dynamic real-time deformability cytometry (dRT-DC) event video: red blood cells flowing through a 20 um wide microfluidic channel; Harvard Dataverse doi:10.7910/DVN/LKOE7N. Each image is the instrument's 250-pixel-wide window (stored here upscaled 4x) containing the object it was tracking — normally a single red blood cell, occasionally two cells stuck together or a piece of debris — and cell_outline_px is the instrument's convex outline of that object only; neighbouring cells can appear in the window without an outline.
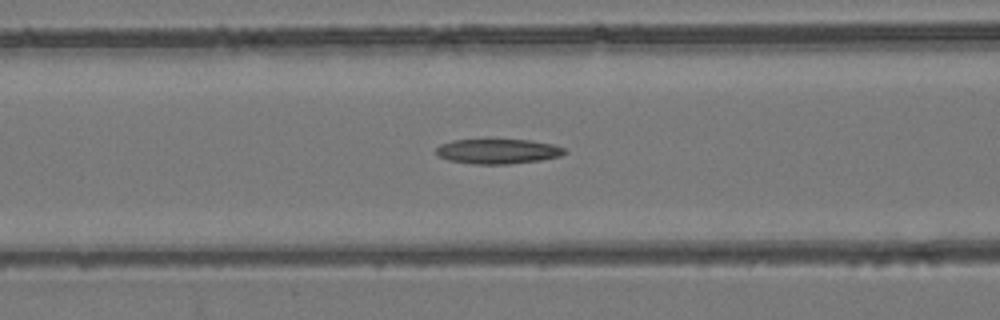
{"species": "common noctule bat (a hibernating species)", "species_latin": "Nyctalus noctula", "temperature_condition": "room temperature", "stored_images_in_passage": 45, "camera_frame_rate_fps": 3000, "um_per_image_px": 0.085, "animal": {"sex": "female", "body_mass_g": 24.6, "forearm_length_mm": 56.2}, "frame": {"image": 1, "passage_image": 20, "time_ms": 6.333, "image_size_px": [1000, 320], "cell_outline_px": [[568, 152], [560, 156], [540, 160], [508, 164], [472, 164], [448, 160], [440, 156], [436, 152], [436, 148], [440, 144], [452, 140], [532, 140], [552, 144], [564, 148]], "centroid_in_image_um": [42.32, 12.86], "position_along_channel_um": 124.3, "area_um2": 18.55}}
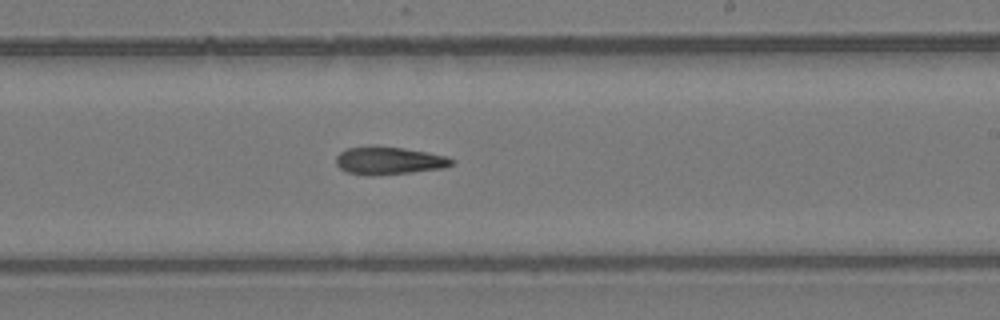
{"frame": {"image": 2, "passage_image": 30, "time_ms": 9.667, "image_size_px": [1000, 320], "cell_outline_px": [[456, 160], [452, 164], [444, 168], [408, 172], [348, 172], [340, 168], [336, 164], [336, 156], [340, 152], [348, 148], [368, 144], [372, 144], [404, 148], [428, 152], [448, 156]], "centroid_in_image_um": [33.1, 13.57], "position_along_channel_um": 255.9, "area_um2": 18.15}}
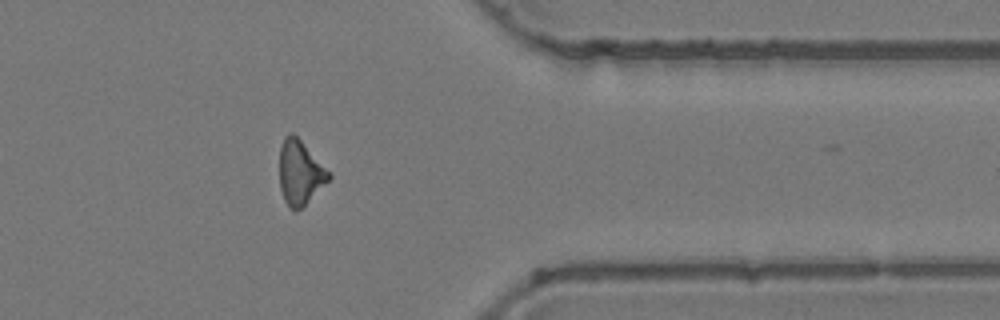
{"frame": {"image": 3, "passage_image": 41, "time_ms": 13.333, "image_size_px": [1000, 320], "cell_outline_px": [[332, 176], [296, 212], [292, 212], [288, 208], [284, 200], [280, 188], [280, 144], [284, 136], [288, 132], [292, 132], [332, 172]], "centroid_in_image_um": [25.49, 14.65], "position_along_channel_um": 385.9, "area_um2": 18.5}}